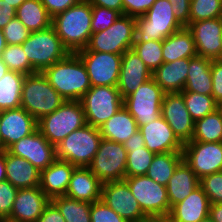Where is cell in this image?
I'll use <instances>...</instances> for the list:
<instances>
[{
  "label": "cell",
  "mask_w": 222,
  "mask_h": 222,
  "mask_svg": "<svg viewBox=\"0 0 222 222\" xmlns=\"http://www.w3.org/2000/svg\"><path fill=\"white\" fill-rule=\"evenodd\" d=\"M138 129L142 133L145 147L155 154L182 152L183 150L184 144L177 138L162 116Z\"/></svg>",
  "instance_id": "obj_20"
},
{
  "label": "cell",
  "mask_w": 222,
  "mask_h": 222,
  "mask_svg": "<svg viewBox=\"0 0 222 222\" xmlns=\"http://www.w3.org/2000/svg\"><path fill=\"white\" fill-rule=\"evenodd\" d=\"M125 149L127 150L125 177L146 175L155 153L146 147Z\"/></svg>",
  "instance_id": "obj_38"
},
{
  "label": "cell",
  "mask_w": 222,
  "mask_h": 222,
  "mask_svg": "<svg viewBox=\"0 0 222 222\" xmlns=\"http://www.w3.org/2000/svg\"><path fill=\"white\" fill-rule=\"evenodd\" d=\"M182 160V152L155 154L146 175L158 184L167 186L175 168Z\"/></svg>",
  "instance_id": "obj_34"
},
{
  "label": "cell",
  "mask_w": 222,
  "mask_h": 222,
  "mask_svg": "<svg viewBox=\"0 0 222 222\" xmlns=\"http://www.w3.org/2000/svg\"><path fill=\"white\" fill-rule=\"evenodd\" d=\"M182 155L199 179L222 171V142L188 141L184 144Z\"/></svg>",
  "instance_id": "obj_14"
},
{
  "label": "cell",
  "mask_w": 222,
  "mask_h": 222,
  "mask_svg": "<svg viewBox=\"0 0 222 222\" xmlns=\"http://www.w3.org/2000/svg\"><path fill=\"white\" fill-rule=\"evenodd\" d=\"M102 186L103 183L91 172L89 167H75L65 196L93 203L101 200Z\"/></svg>",
  "instance_id": "obj_24"
},
{
  "label": "cell",
  "mask_w": 222,
  "mask_h": 222,
  "mask_svg": "<svg viewBox=\"0 0 222 222\" xmlns=\"http://www.w3.org/2000/svg\"><path fill=\"white\" fill-rule=\"evenodd\" d=\"M222 16V0H190V23Z\"/></svg>",
  "instance_id": "obj_41"
},
{
  "label": "cell",
  "mask_w": 222,
  "mask_h": 222,
  "mask_svg": "<svg viewBox=\"0 0 222 222\" xmlns=\"http://www.w3.org/2000/svg\"><path fill=\"white\" fill-rule=\"evenodd\" d=\"M156 0H122L123 15L142 16L144 15Z\"/></svg>",
  "instance_id": "obj_47"
},
{
  "label": "cell",
  "mask_w": 222,
  "mask_h": 222,
  "mask_svg": "<svg viewBox=\"0 0 222 222\" xmlns=\"http://www.w3.org/2000/svg\"><path fill=\"white\" fill-rule=\"evenodd\" d=\"M65 101L42 72L26 75L22 85L21 107L37 121L54 112Z\"/></svg>",
  "instance_id": "obj_3"
},
{
  "label": "cell",
  "mask_w": 222,
  "mask_h": 222,
  "mask_svg": "<svg viewBox=\"0 0 222 222\" xmlns=\"http://www.w3.org/2000/svg\"><path fill=\"white\" fill-rule=\"evenodd\" d=\"M86 123L84 110L80 101H65L51 114L37 121L41 134L54 146H57L72 131Z\"/></svg>",
  "instance_id": "obj_6"
},
{
  "label": "cell",
  "mask_w": 222,
  "mask_h": 222,
  "mask_svg": "<svg viewBox=\"0 0 222 222\" xmlns=\"http://www.w3.org/2000/svg\"><path fill=\"white\" fill-rule=\"evenodd\" d=\"M101 140L99 128L85 124L72 131L55 146L56 159L67 161L76 167H88L92 163Z\"/></svg>",
  "instance_id": "obj_5"
},
{
  "label": "cell",
  "mask_w": 222,
  "mask_h": 222,
  "mask_svg": "<svg viewBox=\"0 0 222 222\" xmlns=\"http://www.w3.org/2000/svg\"><path fill=\"white\" fill-rule=\"evenodd\" d=\"M86 123L99 128L122 106L123 98L117 87L94 86L80 99Z\"/></svg>",
  "instance_id": "obj_9"
},
{
  "label": "cell",
  "mask_w": 222,
  "mask_h": 222,
  "mask_svg": "<svg viewBox=\"0 0 222 222\" xmlns=\"http://www.w3.org/2000/svg\"><path fill=\"white\" fill-rule=\"evenodd\" d=\"M50 85L67 101H80L92 87L86 68L77 53L42 71Z\"/></svg>",
  "instance_id": "obj_1"
},
{
  "label": "cell",
  "mask_w": 222,
  "mask_h": 222,
  "mask_svg": "<svg viewBox=\"0 0 222 222\" xmlns=\"http://www.w3.org/2000/svg\"><path fill=\"white\" fill-rule=\"evenodd\" d=\"M91 6H102L108 9L116 10L123 15L122 0H87Z\"/></svg>",
  "instance_id": "obj_53"
},
{
  "label": "cell",
  "mask_w": 222,
  "mask_h": 222,
  "mask_svg": "<svg viewBox=\"0 0 222 222\" xmlns=\"http://www.w3.org/2000/svg\"><path fill=\"white\" fill-rule=\"evenodd\" d=\"M121 14L116 10L102 6H92V33L104 31L109 28Z\"/></svg>",
  "instance_id": "obj_42"
},
{
  "label": "cell",
  "mask_w": 222,
  "mask_h": 222,
  "mask_svg": "<svg viewBox=\"0 0 222 222\" xmlns=\"http://www.w3.org/2000/svg\"><path fill=\"white\" fill-rule=\"evenodd\" d=\"M209 217L214 222H222V203L210 204Z\"/></svg>",
  "instance_id": "obj_55"
},
{
  "label": "cell",
  "mask_w": 222,
  "mask_h": 222,
  "mask_svg": "<svg viewBox=\"0 0 222 222\" xmlns=\"http://www.w3.org/2000/svg\"><path fill=\"white\" fill-rule=\"evenodd\" d=\"M161 116L183 144L191 141L195 121L190 116L181 93H165L161 107Z\"/></svg>",
  "instance_id": "obj_19"
},
{
  "label": "cell",
  "mask_w": 222,
  "mask_h": 222,
  "mask_svg": "<svg viewBox=\"0 0 222 222\" xmlns=\"http://www.w3.org/2000/svg\"><path fill=\"white\" fill-rule=\"evenodd\" d=\"M37 129V120L22 107L0 111V150Z\"/></svg>",
  "instance_id": "obj_18"
},
{
  "label": "cell",
  "mask_w": 222,
  "mask_h": 222,
  "mask_svg": "<svg viewBox=\"0 0 222 222\" xmlns=\"http://www.w3.org/2000/svg\"><path fill=\"white\" fill-rule=\"evenodd\" d=\"M191 141L222 142V114L219 109L195 121Z\"/></svg>",
  "instance_id": "obj_35"
},
{
  "label": "cell",
  "mask_w": 222,
  "mask_h": 222,
  "mask_svg": "<svg viewBox=\"0 0 222 222\" xmlns=\"http://www.w3.org/2000/svg\"><path fill=\"white\" fill-rule=\"evenodd\" d=\"M50 201L39 186L19 189L7 219L14 222H36Z\"/></svg>",
  "instance_id": "obj_21"
},
{
  "label": "cell",
  "mask_w": 222,
  "mask_h": 222,
  "mask_svg": "<svg viewBox=\"0 0 222 222\" xmlns=\"http://www.w3.org/2000/svg\"><path fill=\"white\" fill-rule=\"evenodd\" d=\"M26 0H2V3L17 9L20 5H22Z\"/></svg>",
  "instance_id": "obj_58"
},
{
  "label": "cell",
  "mask_w": 222,
  "mask_h": 222,
  "mask_svg": "<svg viewBox=\"0 0 222 222\" xmlns=\"http://www.w3.org/2000/svg\"><path fill=\"white\" fill-rule=\"evenodd\" d=\"M177 21L187 27L190 24V0H168Z\"/></svg>",
  "instance_id": "obj_49"
},
{
  "label": "cell",
  "mask_w": 222,
  "mask_h": 222,
  "mask_svg": "<svg viewBox=\"0 0 222 222\" xmlns=\"http://www.w3.org/2000/svg\"><path fill=\"white\" fill-rule=\"evenodd\" d=\"M102 138L124 143L138 130L134 117L122 106L110 119L99 127Z\"/></svg>",
  "instance_id": "obj_30"
},
{
  "label": "cell",
  "mask_w": 222,
  "mask_h": 222,
  "mask_svg": "<svg viewBox=\"0 0 222 222\" xmlns=\"http://www.w3.org/2000/svg\"><path fill=\"white\" fill-rule=\"evenodd\" d=\"M18 190L7 180L0 182V219L10 216Z\"/></svg>",
  "instance_id": "obj_45"
},
{
  "label": "cell",
  "mask_w": 222,
  "mask_h": 222,
  "mask_svg": "<svg viewBox=\"0 0 222 222\" xmlns=\"http://www.w3.org/2000/svg\"><path fill=\"white\" fill-rule=\"evenodd\" d=\"M211 62V59L202 56L190 58L185 91L212 96Z\"/></svg>",
  "instance_id": "obj_31"
},
{
  "label": "cell",
  "mask_w": 222,
  "mask_h": 222,
  "mask_svg": "<svg viewBox=\"0 0 222 222\" xmlns=\"http://www.w3.org/2000/svg\"><path fill=\"white\" fill-rule=\"evenodd\" d=\"M7 44L5 41V37L3 35L2 29H0V57L2 55V52L4 51V49L6 48Z\"/></svg>",
  "instance_id": "obj_59"
},
{
  "label": "cell",
  "mask_w": 222,
  "mask_h": 222,
  "mask_svg": "<svg viewBox=\"0 0 222 222\" xmlns=\"http://www.w3.org/2000/svg\"><path fill=\"white\" fill-rule=\"evenodd\" d=\"M66 222H91V203L79 201L67 196H58L51 199Z\"/></svg>",
  "instance_id": "obj_36"
},
{
  "label": "cell",
  "mask_w": 222,
  "mask_h": 222,
  "mask_svg": "<svg viewBox=\"0 0 222 222\" xmlns=\"http://www.w3.org/2000/svg\"><path fill=\"white\" fill-rule=\"evenodd\" d=\"M127 150L123 143L102 138L99 148L88 166L102 182L122 181L125 178Z\"/></svg>",
  "instance_id": "obj_11"
},
{
  "label": "cell",
  "mask_w": 222,
  "mask_h": 222,
  "mask_svg": "<svg viewBox=\"0 0 222 222\" xmlns=\"http://www.w3.org/2000/svg\"><path fill=\"white\" fill-rule=\"evenodd\" d=\"M91 86L117 87L121 70L122 55L98 51H78Z\"/></svg>",
  "instance_id": "obj_13"
},
{
  "label": "cell",
  "mask_w": 222,
  "mask_h": 222,
  "mask_svg": "<svg viewBox=\"0 0 222 222\" xmlns=\"http://www.w3.org/2000/svg\"><path fill=\"white\" fill-rule=\"evenodd\" d=\"M92 6L80 0L52 18V27L70 53L83 50L92 34Z\"/></svg>",
  "instance_id": "obj_2"
},
{
  "label": "cell",
  "mask_w": 222,
  "mask_h": 222,
  "mask_svg": "<svg viewBox=\"0 0 222 222\" xmlns=\"http://www.w3.org/2000/svg\"><path fill=\"white\" fill-rule=\"evenodd\" d=\"M124 181L145 215L169 216L171 207L166 186L158 184L147 175L125 177Z\"/></svg>",
  "instance_id": "obj_12"
},
{
  "label": "cell",
  "mask_w": 222,
  "mask_h": 222,
  "mask_svg": "<svg viewBox=\"0 0 222 222\" xmlns=\"http://www.w3.org/2000/svg\"><path fill=\"white\" fill-rule=\"evenodd\" d=\"M7 45H21L30 36V31L15 17L3 29Z\"/></svg>",
  "instance_id": "obj_44"
},
{
  "label": "cell",
  "mask_w": 222,
  "mask_h": 222,
  "mask_svg": "<svg viewBox=\"0 0 222 222\" xmlns=\"http://www.w3.org/2000/svg\"><path fill=\"white\" fill-rule=\"evenodd\" d=\"M164 95L165 92L151 78L124 98L123 106L134 117L139 128L161 116Z\"/></svg>",
  "instance_id": "obj_10"
},
{
  "label": "cell",
  "mask_w": 222,
  "mask_h": 222,
  "mask_svg": "<svg viewBox=\"0 0 222 222\" xmlns=\"http://www.w3.org/2000/svg\"><path fill=\"white\" fill-rule=\"evenodd\" d=\"M75 167L67 161L56 159L46 169L40 171L39 187L50 200L66 194Z\"/></svg>",
  "instance_id": "obj_25"
},
{
  "label": "cell",
  "mask_w": 222,
  "mask_h": 222,
  "mask_svg": "<svg viewBox=\"0 0 222 222\" xmlns=\"http://www.w3.org/2000/svg\"><path fill=\"white\" fill-rule=\"evenodd\" d=\"M199 182L200 179L186 162L182 160L175 168L166 186L170 207L172 208L175 204L188 197L199 186Z\"/></svg>",
  "instance_id": "obj_28"
},
{
  "label": "cell",
  "mask_w": 222,
  "mask_h": 222,
  "mask_svg": "<svg viewBox=\"0 0 222 222\" xmlns=\"http://www.w3.org/2000/svg\"><path fill=\"white\" fill-rule=\"evenodd\" d=\"M16 17L30 32L52 26V17L41 0H26L16 9Z\"/></svg>",
  "instance_id": "obj_32"
},
{
  "label": "cell",
  "mask_w": 222,
  "mask_h": 222,
  "mask_svg": "<svg viewBox=\"0 0 222 222\" xmlns=\"http://www.w3.org/2000/svg\"><path fill=\"white\" fill-rule=\"evenodd\" d=\"M163 41L134 42L132 49L153 73L163 62Z\"/></svg>",
  "instance_id": "obj_39"
},
{
  "label": "cell",
  "mask_w": 222,
  "mask_h": 222,
  "mask_svg": "<svg viewBox=\"0 0 222 222\" xmlns=\"http://www.w3.org/2000/svg\"><path fill=\"white\" fill-rule=\"evenodd\" d=\"M21 45L35 72H42L70 53L52 26L31 32Z\"/></svg>",
  "instance_id": "obj_7"
},
{
  "label": "cell",
  "mask_w": 222,
  "mask_h": 222,
  "mask_svg": "<svg viewBox=\"0 0 222 222\" xmlns=\"http://www.w3.org/2000/svg\"><path fill=\"white\" fill-rule=\"evenodd\" d=\"M211 76L213 82L212 96L217 104L222 103V59L212 60Z\"/></svg>",
  "instance_id": "obj_48"
},
{
  "label": "cell",
  "mask_w": 222,
  "mask_h": 222,
  "mask_svg": "<svg viewBox=\"0 0 222 222\" xmlns=\"http://www.w3.org/2000/svg\"><path fill=\"white\" fill-rule=\"evenodd\" d=\"M123 146L125 148H143L145 147L144 139L142 137V133L139 129L132 135L129 139H127Z\"/></svg>",
  "instance_id": "obj_54"
},
{
  "label": "cell",
  "mask_w": 222,
  "mask_h": 222,
  "mask_svg": "<svg viewBox=\"0 0 222 222\" xmlns=\"http://www.w3.org/2000/svg\"><path fill=\"white\" fill-rule=\"evenodd\" d=\"M6 180L17 189L40 185V170L24 158L5 150Z\"/></svg>",
  "instance_id": "obj_27"
},
{
  "label": "cell",
  "mask_w": 222,
  "mask_h": 222,
  "mask_svg": "<svg viewBox=\"0 0 222 222\" xmlns=\"http://www.w3.org/2000/svg\"><path fill=\"white\" fill-rule=\"evenodd\" d=\"M6 180L5 150H0V182Z\"/></svg>",
  "instance_id": "obj_57"
},
{
  "label": "cell",
  "mask_w": 222,
  "mask_h": 222,
  "mask_svg": "<svg viewBox=\"0 0 222 222\" xmlns=\"http://www.w3.org/2000/svg\"><path fill=\"white\" fill-rule=\"evenodd\" d=\"M135 41H163L169 35L183 28L177 21L168 0H156L142 16L135 17Z\"/></svg>",
  "instance_id": "obj_4"
},
{
  "label": "cell",
  "mask_w": 222,
  "mask_h": 222,
  "mask_svg": "<svg viewBox=\"0 0 222 222\" xmlns=\"http://www.w3.org/2000/svg\"><path fill=\"white\" fill-rule=\"evenodd\" d=\"M36 222H66L58 208L50 201Z\"/></svg>",
  "instance_id": "obj_51"
},
{
  "label": "cell",
  "mask_w": 222,
  "mask_h": 222,
  "mask_svg": "<svg viewBox=\"0 0 222 222\" xmlns=\"http://www.w3.org/2000/svg\"><path fill=\"white\" fill-rule=\"evenodd\" d=\"M185 106L194 121L204 118L218 109L213 96L183 90Z\"/></svg>",
  "instance_id": "obj_37"
},
{
  "label": "cell",
  "mask_w": 222,
  "mask_h": 222,
  "mask_svg": "<svg viewBox=\"0 0 222 222\" xmlns=\"http://www.w3.org/2000/svg\"><path fill=\"white\" fill-rule=\"evenodd\" d=\"M9 71L8 67L3 63L0 57V79Z\"/></svg>",
  "instance_id": "obj_60"
},
{
  "label": "cell",
  "mask_w": 222,
  "mask_h": 222,
  "mask_svg": "<svg viewBox=\"0 0 222 222\" xmlns=\"http://www.w3.org/2000/svg\"><path fill=\"white\" fill-rule=\"evenodd\" d=\"M152 78V72L133 49L122 55L121 70L117 88L124 99L134 93L142 84Z\"/></svg>",
  "instance_id": "obj_22"
},
{
  "label": "cell",
  "mask_w": 222,
  "mask_h": 222,
  "mask_svg": "<svg viewBox=\"0 0 222 222\" xmlns=\"http://www.w3.org/2000/svg\"><path fill=\"white\" fill-rule=\"evenodd\" d=\"M136 222H170V218L167 215H145Z\"/></svg>",
  "instance_id": "obj_56"
},
{
  "label": "cell",
  "mask_w": 222,
  "mask_h": 222,
  "mask_svg": "<svg viewBox=\"0 0 222 222\" xmlns=\"http://www.w3.org/2000/svg\"><path fill=\"white\" fill-rule=\"evenodd\" d=\"M6 150L10 154L26 159L40 171L56 160L55 146L41 134L38 128Z\"/></svg>",
  "instance_id": "obj_15"
},
{
  "label": "cell",
  "mask_w": 222,
  "mask_h": 222,
  "mask_svg": "<svg viewBox=\"0 0 222 222\" xmlns=\"http://www.w3.org/2000/svg\"><path fill=\"white\" fill-rule=\"evenodd\" d=\"M0 222H14V221H11V220H9V219H0Z\"/></svg>",
  "instance_id": "obj_62"
},
{
  "label": "cell",
  "mask_w": 222,
  "mask_h": 222,
  "mask_svg": "<svg viewBox=\"0 0 222 222\" xmlns=\"http://www.w3.org/2000/svg\"><path fill=\"white\" fill-rule=\"evenodd\" d=\"M190 59L164 62L152 73V78L165 93H180L184 90Z\"/></svg>",
  "instance_id": "obj_26"
},
{
  "label": "cell",
  "mask_w": 222,
  "mask_h": 222,
  "mask_svg": "<svg viewBox=\"0 0 222 222\" xmlns=\"http://www.w3.org/2000/svg\"><path fill=\"white\" fill-rule=\"evenodd\" d=\"M218 109H219V111H220L221 114H222V103L218 104Z\"/></svg>",
  "instance_id": "obj_63"
},
{
  "label": "cell",
  "mask_w": 222,
  "mask_h": 222,
  "mask_svg": "<svg viewBox=\"0 0 222 222\" xmlns=\"http://www.w3.org/2000/svg\"><path fill=\"white\" fill-rule=\"evenodd\" d=\"M15 17L16 9L3 4L0 0V29H3Z\"/></svg>",
  "instance_id": "obj_52"
},
{
  "label": "cell",
  "mask_w": 222,
  "mask_h": 222,
  "mask_svg": "<svg viewBox=\"0 0 222 222\" xmlns=\"http://www.w3.org/2000/svg\"><path fill=\"white\" fill-rule=\"evenodd\" d=\"M210 201L199 185L170 211V222H200L209 216Z\"/></svg>",
  "instance_id": "obj_23"
},
{
  "label": "cell",
  "mask_w": 222,
  "mask_h": 222,
  "mask_svg": "<svg viewBox=\"0 0 222 222\" xmlns=\"http://www.w3.org/2000/svg\"><path fill=\"white\" fill-rule=\"evenodd\" d=\"M1 59L11 71H16L24 75L35 73L23 51L22 45H7L2 52Z\"/></svg>",
  "instance_id": "obj_40"
},
{
  "label": "cell",
  "mask_w": 222,
  "mask_h": 222,
  "mask_svg": "<svg viewBox=\"0 0 222 222\" xmlns=\"http://www.w3.org/2000/svg\"><path fill=\"white\" fill-rule=\"evenodd\" d=\"M197 56L211 60L222 59V21L221 17L190 23Z\"/></svg>",
  "instance_id": "obj_17"
},
{
  "label": "cell",
  "mask_w": 222,
  "mask_h": 222,
  "mask_svg": "<svg viewBox=\"0 0 222 222\" xmlns=\"http://www.w3.org/2000/svg\"><path fill=\"white\" fill-rule=\"evenodd\" d=\"M163 62L190 59L197 56L195 42L191 31L183 27L163 40Z\"/></svg>",
  "instance_id": "obj_29"
},
{
  "label": "cell",
  "mask_w": 222,
  "mask_h": 222,
  "mask_svg": "<svg viewBox=\"0 0 222 222\" xmlns=\"http://www.w3.org/2000/svg\"><path fill=\"white\" fill-rule=\"evenodd\" d=\"M80 0H41L46 10L53 18L54 16L66 11L71 6L78 3Z\"/></svg>",
  "instance_id": "obj_50"
},
{
  "label": "cell",
  "mask_w": 222,
  "mask_h": 222,
  "mask_svg": "<svg viewBox=\"0 0 222 222\" xmlns=\"http://www.w3.org/2000/svg\"><path fill=\"white\" fill-rule=\"evenodd\" d=\"M101 200L127 222L145 216L124 180L103 183Z\"/></svg>",
  "instance_id": "obj_16"
},
{
  "label": "cell",
  "mask_w": 222,
  "mask_h": 222,
  "mask_svg": "<svg viewBox=\"0 0 222 222\" xmlns=\"http://www.w3.org/2000/svg\"><path fill=\"white\" fill-rule=\"evenodd\" d=\"M199 185L209 198L210 204L222 203V171L203 176Z\"/></svg>",
  "instance_id": "obj_43"
},
{
  "label": "cell",
  "mask_w": 222,
  "mask_h": 222,
  "mask_svg": "<svg viewBox=\"0 0 222 222\" xmlns=\"http://www.w3.org/2000/svg\"><path fill=\"white\" fill-rule=\"evenodd\" d=\"M200 222H214L209 216L203 220H201Z\"/></svg>",
  "instance_id": "obj_61"
},
{
  "label": "cell",
  "mask_w": 222,
  "mask_h": 222,
  "mask_svg": "<svg viewBox=\"0 0 222 222\" xmlns=\"http://www.w3.org/2000/svg\"><path fill=\"white\" fill-rule=\"evenodd\" d=\"M136 19L121 15L109 28L92 33L87 46L80 51H98L123 55L135 41Z\"/></svg>",
  "instance_id": "obj_8"
},
{
  "label": "cell",
  "mask_w": 222,
  "mask_h": 222,
  "mask_svg": "<svg viewBox=\"0 0 222 222\" xmlns=\"http://www.w3.org/2000/svg\"><path fill=\"white\" fill-rule=\"evenodd\" d=\"M26 75L9 70L0 79V111L21 107L22 85Z\"/></svg>",
  "instance_id": "obj_33"
},
{
  "label": "cell",
  "mask_w": 222,
  "mask_h": 222,
  "mask_svg": "<svg viewBox=\"0 0 222 222\" xmlns=\"http://www.w3.org/2000/svg\"><path fill=\"white\" fill-rule=\"evenodd\" d=\"M91 222H127L102 200L91 203Z\"/></svg>",
  "instance_id": "obj_46"
}]
</instances>
